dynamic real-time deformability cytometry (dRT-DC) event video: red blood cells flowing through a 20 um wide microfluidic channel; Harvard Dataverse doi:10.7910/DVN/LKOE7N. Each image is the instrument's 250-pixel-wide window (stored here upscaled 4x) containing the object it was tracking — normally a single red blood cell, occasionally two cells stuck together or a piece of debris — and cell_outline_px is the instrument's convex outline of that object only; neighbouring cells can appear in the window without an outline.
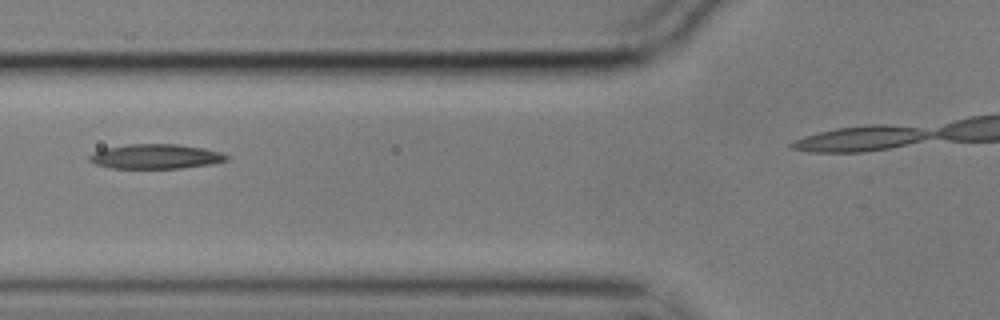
{"species": "common noctule bat (a hibernating species)", "species_latin": "Nyctalus noctula", "temperature_condition": "cold", "stored_images_in_passage": 5, "camera_frame_rate_fps": 3000, "um_per_image_px": 0.085, "animal": {"sex": "male", "body_mass_g": 17.9}, "frame": {"image": 1, "passage_image": 3, "time_ms": 0.667, "image_size_px": [1000, 320], "cell_outline_px": [[228, 160], [212, 164], [180, 168], [112, 168], [96, 164], [88, 160], [88, 156], [104, 148], [128, 144], [176, 144], [204, 148], [220, 152], [228, 156]], "centroid_in_image_um": [13.24, 13.3], "position_along_channel_um": 112.6, "area_um2": 19.59}}